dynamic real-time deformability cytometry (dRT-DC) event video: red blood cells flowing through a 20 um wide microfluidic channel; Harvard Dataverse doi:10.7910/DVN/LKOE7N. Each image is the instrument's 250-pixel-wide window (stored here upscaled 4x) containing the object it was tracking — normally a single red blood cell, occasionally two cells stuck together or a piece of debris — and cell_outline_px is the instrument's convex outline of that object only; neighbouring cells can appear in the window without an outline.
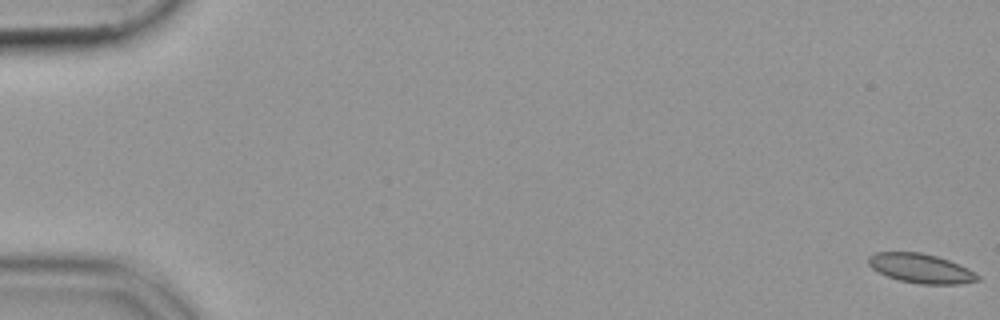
{"species": "common noctule bat (a hibernating species)", "species_latin": "Nyctalus noctula", "temperature_condition": "cold", "stored_images_in_passage": 55, "camera_frame_rate_fps": 3000, "um_per_image_px": 0.085, "animal": {"sex": "female", "body_mass_g": 19.9}, "frame": {"image": 1, "passage_image": 1, "time_ms": 0.0, "image_size_px": [1000, 320], "cell_outline_px": [[980, 280], [960, 284], [920, 284], [900, 280], [888, 276], [872, 268], [868, 264], [868, 256], [876, 252], [920, 252], [936, 256], [948, 260], [968, 268], [976, 272], [980, 276]], "centroid_in_image_um": [78.3, 22.81], "position_along_channel_um": 6.7, "area_um2": 18.61}}
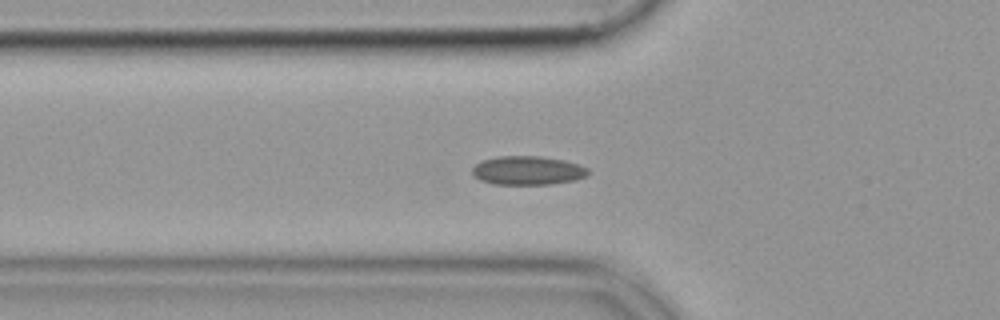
{"frame": {"image": 2, "passage_image": 20, "time_ms": 6.333, "image_size_px": [1000, 320], "cell_outline_px": [[588, 176], [576, 180], [552, 184], [492, 184], [480, 180], [472, 176], [472, 168], [480, 160], [500, 156], [540, 156], [564, 160], [580, 164], [588, 168]], "centroid_in_image_um": [44.85, 14.49], "position_along_channel_um": 80.9, "area_um2": 19.71}}
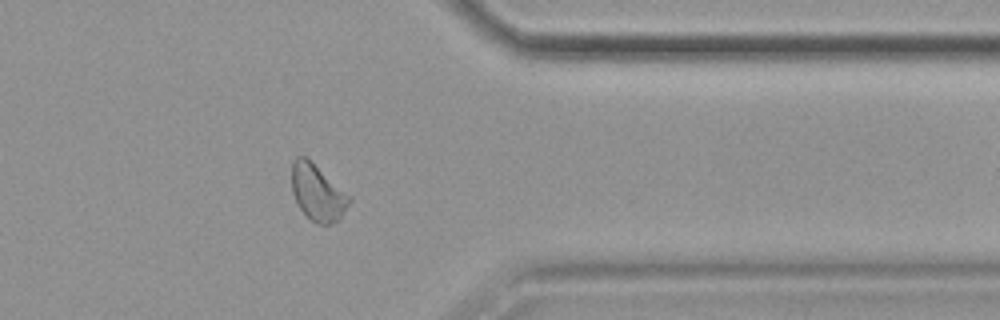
{"frame": {"image": 3, "passage_image": 45, "time_ms": 14.667, "image_size_px": [1000, 320], "cell_outline_px": [[352, 200], [340, 216], [336, 220], [328, 224], [316, 224], [300, 208], [292, 192], [292, 164], [296, 156], [304, 156], [352, 196]], "centroid_in_image_um": [27.0, 16.36], "position_along_channel_um": 384.4, "area_um2": 18.44}}